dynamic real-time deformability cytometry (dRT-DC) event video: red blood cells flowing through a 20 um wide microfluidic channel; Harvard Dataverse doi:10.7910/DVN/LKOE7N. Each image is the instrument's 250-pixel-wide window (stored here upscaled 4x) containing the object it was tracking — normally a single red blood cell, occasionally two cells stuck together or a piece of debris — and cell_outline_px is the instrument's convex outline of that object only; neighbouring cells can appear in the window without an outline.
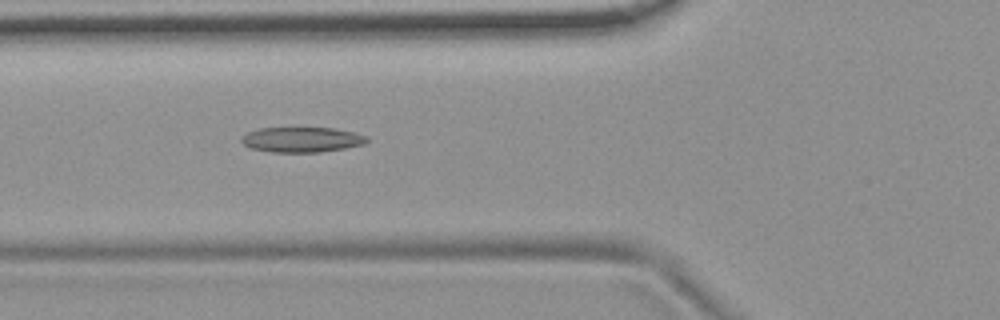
{"species": "common noctule bat (a hibernating species)", "species_latin": "Nyctalus noctula", "temperature_condition": "room temperature", "stored_images_in_passage": 4, "camera_frame_rate_fps": 3000, "um_per_image_px": 0.085, "animal": {"sex": "female", "body_mass_g": 19.9}, "frame": {"image": 1, "passage_image": 4, "time_ms": 3.333, "image_size_px": [1000, 320], "cell_outline_px": [[368, 140], [364, 144], [344, 148], [320, 152], [272, 152], [252, 148], [244, 144], [240, 140], [240, 136], [248, 132], [260, 128], [332, 128], [352, 132], [368, 136]], "centroid_in_image_um": [25.63, 11.87], "position_along_channel_um": 100.2, "area_um2": 18.26}}